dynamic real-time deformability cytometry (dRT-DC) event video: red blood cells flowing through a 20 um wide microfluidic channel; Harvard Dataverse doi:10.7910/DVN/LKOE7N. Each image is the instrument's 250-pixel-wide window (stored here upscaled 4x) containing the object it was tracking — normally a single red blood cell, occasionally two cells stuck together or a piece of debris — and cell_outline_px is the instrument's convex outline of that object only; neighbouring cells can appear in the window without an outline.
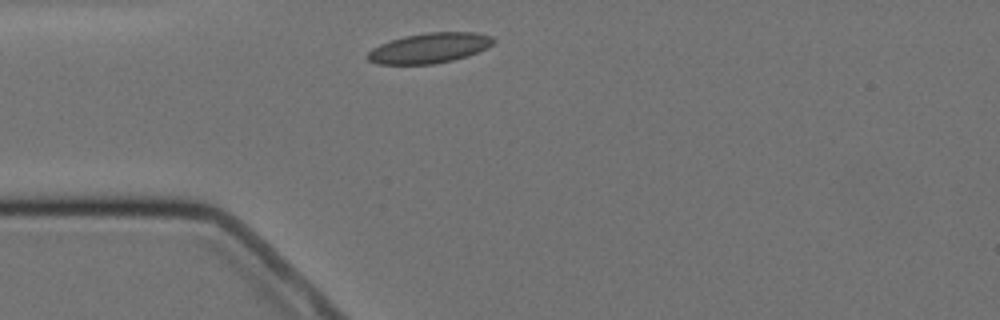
{"species": "Egyptian fruit bat (a non-hibernating species)", "species_latin": "Rousettus aegyptiacus", "temperature_condition": "cold", "stored_images_in_passage": 1, "camera_frame_rate_fps": 3000, "um_per_image_px": 0.085, "animal": {"sex": "female"}, "frame": {"image": 1, "passage_image": 1, "time_ms": 0.0, "image_size_px": [1000, 320], "cell_outline_px": [[496, 40], [488, 48], [468, 56], [452, 60], [432, 64], [380, 64], [368, 60], [368, 52], [372, 48], [380, 44], [404, 36], [424, 32], [476, 32], [492, 36]], "centroid_in_image_um": [36.54, 4.07], "position_along_channel_um": 48.5, "area_um2": 22.14}}